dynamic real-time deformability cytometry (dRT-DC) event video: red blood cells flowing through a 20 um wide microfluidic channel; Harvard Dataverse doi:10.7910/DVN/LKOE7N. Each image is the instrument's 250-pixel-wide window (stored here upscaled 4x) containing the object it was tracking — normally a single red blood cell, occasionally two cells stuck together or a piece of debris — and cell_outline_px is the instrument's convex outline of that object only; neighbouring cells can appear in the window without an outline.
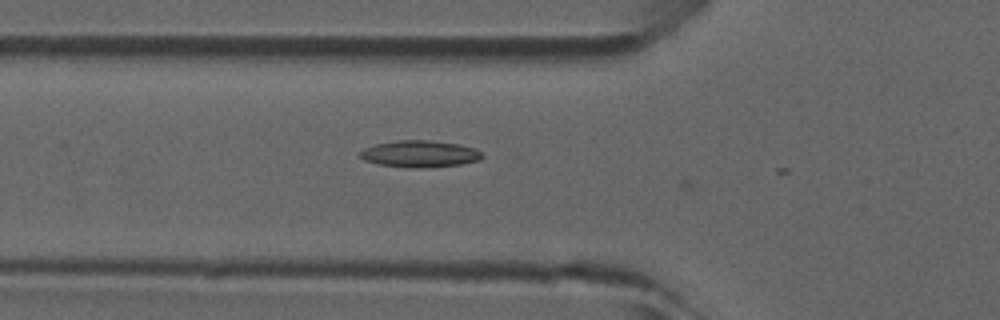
{"species": "common noctule bat (a hibernating species)", "species_latin": "Nyctalus noctula", "temperature_condition": "room temperature", "stored_images_in_passage": 3, "camera_frame_rate_fps": 3000, "um_per_image_px": 0.085, "animal": {"sex": "male", "forearm_length_mm": 52.5}, "frame": {"image": 1, "passage_image": 2, "time_ms": 0.333, "image_size_px": [1000, 320], "cell_outline_px": [[484, 156], [480, 160], [460, 164], [420, 168], [412, 168], [380, 164], [364, 160], [360, 156], [360, 152], [364, 148], [376, 144], [396, 140], [432, 140], [460, 144], [476, 148]], "centroid_in_image_um": [35.71, 13.07], "position_along_channel_um": 90.1, "area_um2": 19.02}}